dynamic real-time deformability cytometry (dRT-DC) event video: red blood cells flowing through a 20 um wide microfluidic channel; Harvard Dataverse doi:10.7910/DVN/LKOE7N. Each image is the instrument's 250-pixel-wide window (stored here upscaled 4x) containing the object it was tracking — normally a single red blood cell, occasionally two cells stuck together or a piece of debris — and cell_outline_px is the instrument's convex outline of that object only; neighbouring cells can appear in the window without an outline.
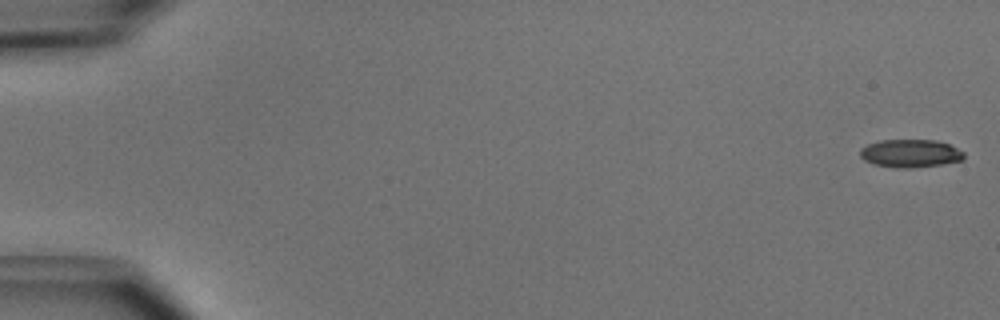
{"species": "common noctule bat (a hibernating species)", "species_latin": "Nyctalus noctula", "temperature_condition": "cold", "stored_images_in_passage": 3, "camera_frame_rate_fps": 3000, "um_per_image_px": 0.085, "animal": {"sex": "male", "body_mass_g": 15.6}, "frame": {"image": 1, "passage_image": 1, "time_ms": 0.0, "image_size_px": [1000, 320], "cell_outline_px": [[964, 160], [940, 164], [908, 168], [896, 168], [872, 164], [864, 160], [860, 156], [860, 148], [868, 144], [880, 140], [936, 140], [948, 144], [964, 152]], "centroid_in_image_um": [77.35, 13.04], "position_along_channel_um": 7.6, "area_um2": 16.94}}